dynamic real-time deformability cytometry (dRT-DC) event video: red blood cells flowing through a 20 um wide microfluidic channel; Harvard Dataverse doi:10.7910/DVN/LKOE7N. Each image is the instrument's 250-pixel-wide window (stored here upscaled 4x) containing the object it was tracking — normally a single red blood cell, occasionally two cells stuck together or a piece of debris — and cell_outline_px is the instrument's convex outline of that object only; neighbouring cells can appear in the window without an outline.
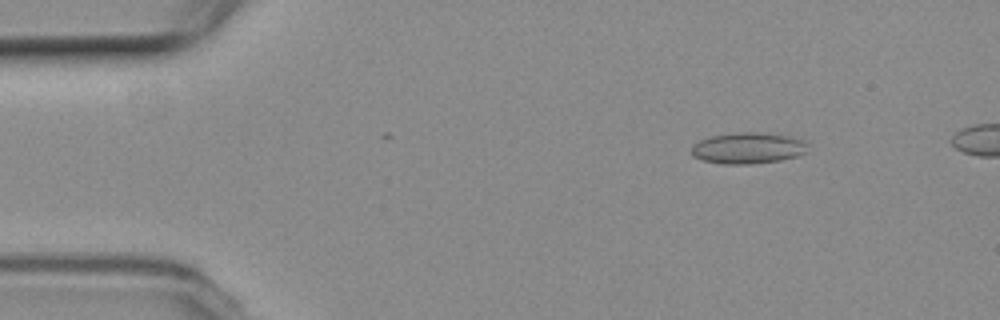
{"species": "common noctule bat (a hibernating species)", "species_latin": "Nyctalus noctula", "temperature_condition": "room temperature", "stored_images_in_passage": 9, "camera_frame_rate_fps": 3000, "um_per_image_px": 0.085, "animal": {"sex": "female", "body_mass_g": 19.3, "forearm_length_mm": 54.1}, "frame": {"image": 1, "passage_image": 3, "time_ms": 2.333, "image_size_px": [1000, 320], "cell_outline_px": [[808, 152], [796, 156], [780, 160], [752, 164], [720, 164], [704, 160], [692, 156], [692, 144], [700, 140], [712, 136], [740, 132], [760, 132], [788, 136], [800, 140], [804, 144]], "centroid_in_image_um": [63.53, 12.6], "position_along_channel_um": 21.5, "area_um2": 20.92}}
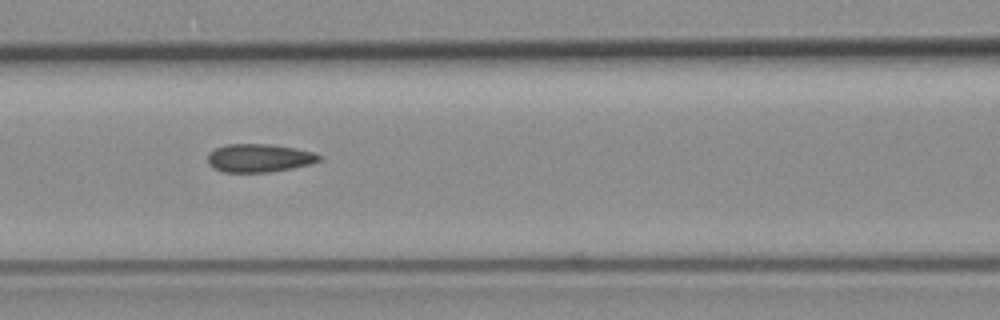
{"frame": {"image": 2, "passage_image": 8, "time_ms": 8.0, "image_size_px": [1000, 320], "cell_outline_px": [[324, 156], [320, 160], [308, 164], [292, 168], [268, 172], [224, 172], [212, 168], [208, 164], [208, 152], [216, 148], [228, 144], [272, 144], [296, 148], [312, 152]], "centroid_in_image_um": [22.01, 13.43], "position_along_channel_um": 144.6, "area_um2": 18.38}}
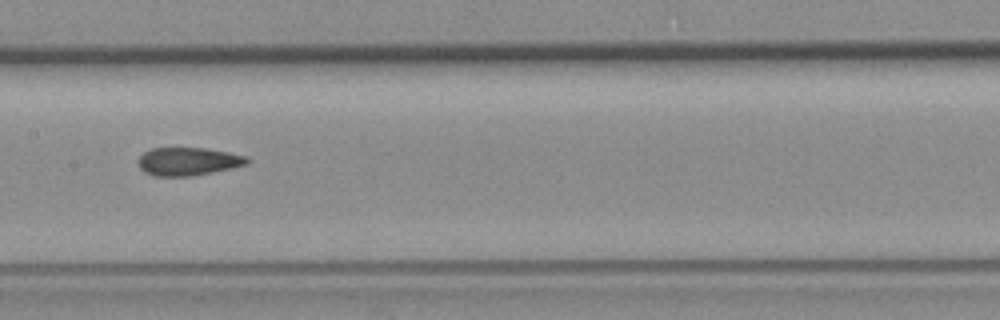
{"frame": {"image": 3, "passage_image": 9, "time_ms": 9.333, "image_size_px": [1000, 320], "cell_outline_px": [[252, 160], [248, 164], [232, 168], [192, 176], [152, 176], [144, 172], [140, 168], [136, 160], [144, 152], [152, 148], [208, 148], [248, 156]], "centroid_in_image_um": [16.0, 13.72], "position_along_channel_um": 191.4, "area_um2": 18.09}}